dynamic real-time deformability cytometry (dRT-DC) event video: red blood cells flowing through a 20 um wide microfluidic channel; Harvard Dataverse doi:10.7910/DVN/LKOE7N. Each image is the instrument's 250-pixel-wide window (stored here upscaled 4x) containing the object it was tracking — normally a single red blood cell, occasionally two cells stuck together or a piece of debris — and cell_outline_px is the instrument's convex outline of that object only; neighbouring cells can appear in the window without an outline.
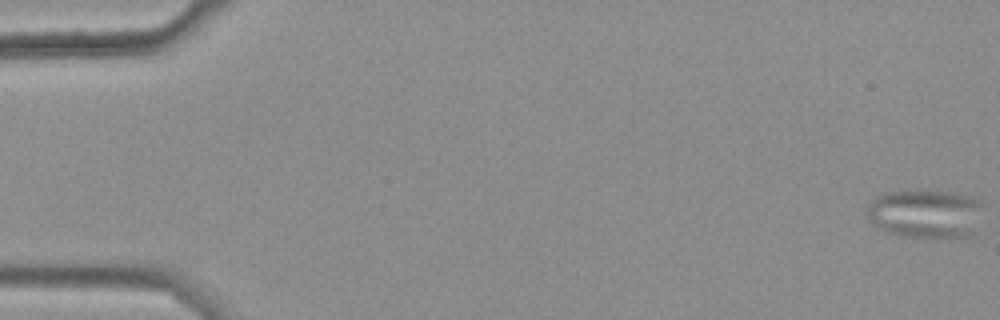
{"species": "common noctule bat (a hibernating species)", "species_latin": "Nyctalus noctula", "temperature_condition": "warm", "stored_images_in_passage": 49, "segment_of_instrument_passage": [1, 2], "camera_frame_rate_fps": 3000, "um_per_image_px": 0.085, "animal": {"sex": "female", "body_mass_g": 25.1}, "frame": {"image": 1, "passage_image": 1, "time_ms": 0.0, "image_size_px": [1000, 320], "cell_outline_px": [[980, 204], [972, 232], [968, 236], [936, 240], [932, 240], [900, 236], [884, 232], [872, 224], [868, 216], [868, 204], [876, 196], [888, 192], [916, 188], [948, 192], [972, 196], [980, 200]], "centroid_in_image_um": [78.57, 18.17], "position_along_channel_um": 6.4, "area_um2": 33.7}}